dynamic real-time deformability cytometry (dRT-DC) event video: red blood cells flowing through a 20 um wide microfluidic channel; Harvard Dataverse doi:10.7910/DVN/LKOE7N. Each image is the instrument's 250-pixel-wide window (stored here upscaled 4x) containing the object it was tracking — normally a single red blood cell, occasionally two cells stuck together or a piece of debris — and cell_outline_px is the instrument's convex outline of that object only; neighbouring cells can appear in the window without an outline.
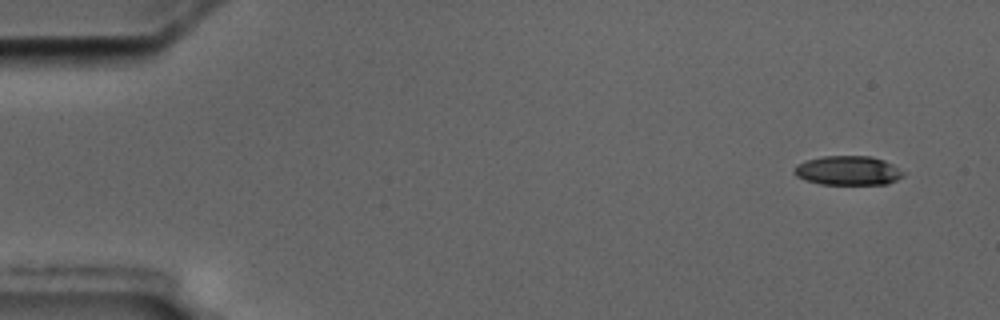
{"species": "common noctule bat (a hibernating species)", "species_latin": "Nyctalus noctula", "temperature_condition": "cold", "stored_images_in_passage": 6, "camera_frame_rate_fps": 3000, "um_per_image_px": 0.085, "animal": {"sex": "male", "body_mass_g": 17.5, "forearm_length_mm": 52.3}, "frame": {"image": 1, "passage_image": 1, "time_ms": 0.0, "image_size_px": [1000, 320], "cell_outline_px": [[908, 172], [904, 176], [888, 184], [820, 184], [804, 180], [796, 176], [792, 172], [792, 168], [796, 164], [820, 156], [872, 156], [884, 160]], "centroid_in_image_um": [72.09, 14.5], "position_along_channel_um": 12.9, "area_um2": 18.96}}
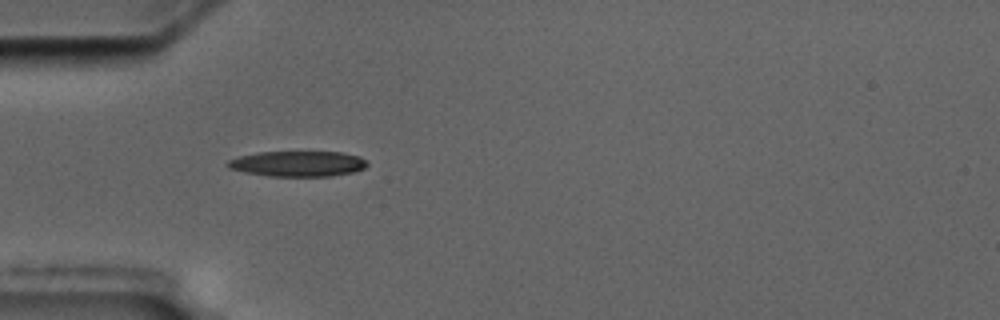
{"frame": {"image": 2, "passage_image": 5, "time_ms": 4.667, "image_size_px": [1000, 320], "cell_outline_px": [[368, 164], [364, 168], [352, 172], [332, 176], [268, 176], [244, 172], [228, 168], [224, 164], [228, 160], [240, 156], [260, 152], [340, 152], [360, 156]], "centroid_in_image_um": [25.28, 13.92], "position_along_channel_um": 59.7, "area_um2": 20.69}}
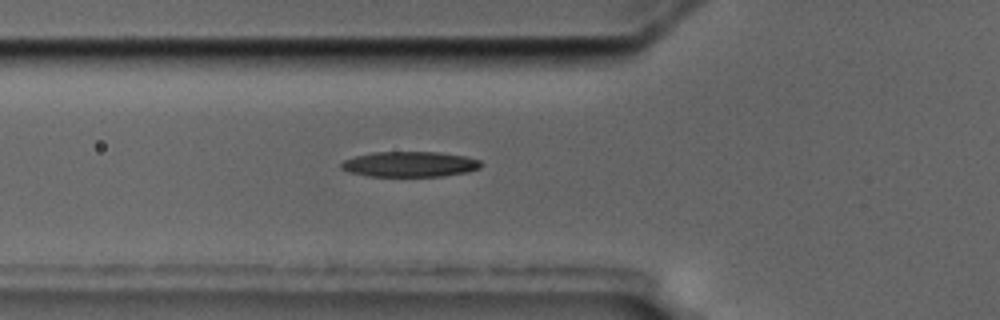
{"frame": {"image": 3, "passage_image": 6, "time_ms": 5.667, "image_size_px": [1000, 320], "cell_outline_px": [[480, 168], [468, 172], [444, 176], [368, 176], [348, 172], [340, 168], [340, 164], [344, 160], [356, 156], [372, 152], [440, 152], [464, 156], [480, 160]], "centroid_in_image_um": [34.81, 13.96], "position_along_channel_um": 91.0, "area_um2": 20.69}}